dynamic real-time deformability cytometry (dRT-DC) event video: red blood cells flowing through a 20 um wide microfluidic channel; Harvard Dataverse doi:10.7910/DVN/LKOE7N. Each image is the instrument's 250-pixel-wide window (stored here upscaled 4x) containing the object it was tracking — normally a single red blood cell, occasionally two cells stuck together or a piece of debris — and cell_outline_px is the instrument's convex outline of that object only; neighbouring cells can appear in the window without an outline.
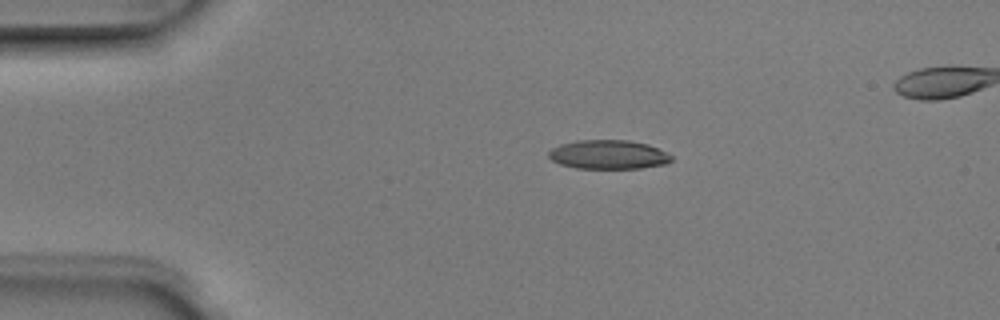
{"species": "Egyptian fruit bat (a non-hibernating species)", "species_latin": "Rousettus aegyptiacus", "temperature_condition": "room temperature", "stored_images_in_passage": 3, "segment_of_instrument_passage": [1, 2], "camera_frame_rate_fps": 3000, "um_per_image_px": 0.085, "animal": {"sex": "male"}, "frame": {"image": 1, "passage_image": 1, "time_ms": 0.0, "image_size_px": [1000, 320], "cell_outline_px": [[672, 160], [664, 164], [640, 168], [576, 168], [560, 164], [552, 160], [548, 156], [548, 152], [552, 148], [560, 144], [576, 140], [628, 140], [648, 144], [672, 156]], "centroid_in_image_um": [51.67, 13.13], "position_along_channel_um": 33.3, "area_um2": 20.63}}